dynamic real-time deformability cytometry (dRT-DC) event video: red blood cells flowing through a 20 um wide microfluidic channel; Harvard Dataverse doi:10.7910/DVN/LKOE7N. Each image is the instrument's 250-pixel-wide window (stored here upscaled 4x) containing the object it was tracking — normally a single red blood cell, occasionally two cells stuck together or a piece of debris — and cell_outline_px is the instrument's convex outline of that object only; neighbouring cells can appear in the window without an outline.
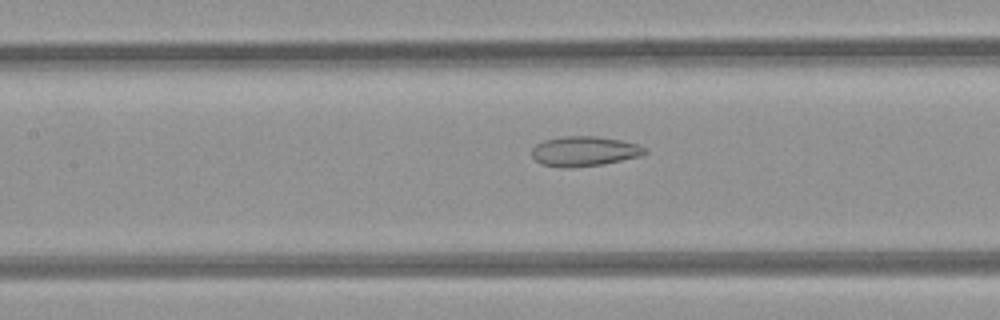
{"species": "common noctule bat (a hibernating species)", "species_latin": "Nyctalus noctula", "temperature_condition": "room temperature", "stored_images_in_passage": 45, "camera_frame_rate_fps": 3000, "um_per_image_px": 0.085, "animal": {"sex": "female", "body_mass_g": 21.9}, "frame": {"image": 1, "passage_image": 23, "time_ms": 7.333, "image_size_px": [1000, 320], "cell_outline_px": [[648, 152], [644, 156], [604, 164], [572, 168], [564, 168], [540, 164], [532, 156], [532, 148], [536, 144], [544, 140], [564, 136], [596, 136], [620, 140], [640, 144], [648, 148]], "centroid_in_image_um": [49.73, 12.86], "position_along_channel_um": 157.7, "area_um2": 20.11}}
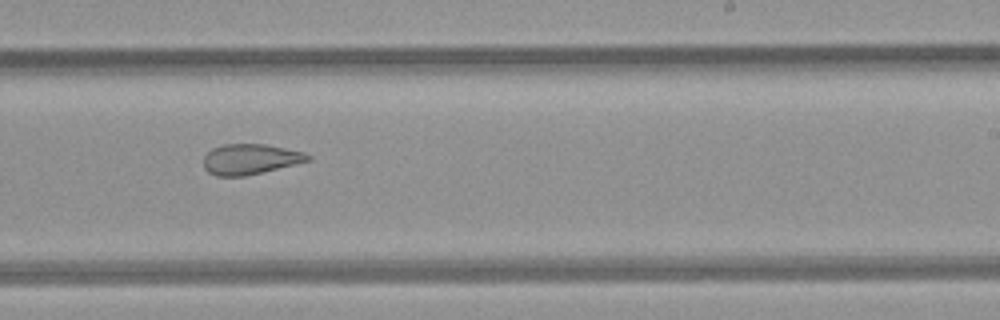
{"frame": {"image": 2, "passage_image": 31, "time_ms": 10.0, "image_size_px": [1000, 320], "cell_outline_px": [[312, 160], [244, 176], [216, 176], [208, 172], [204, 168], [204, 156], [212, 148], [224, 144], [264, 144], [304, 152], [312, 156]], "centroid_in_image_um": [21.26, 13.53], "position_along_channel_um": 267.7, "area_um2": 18.38}}
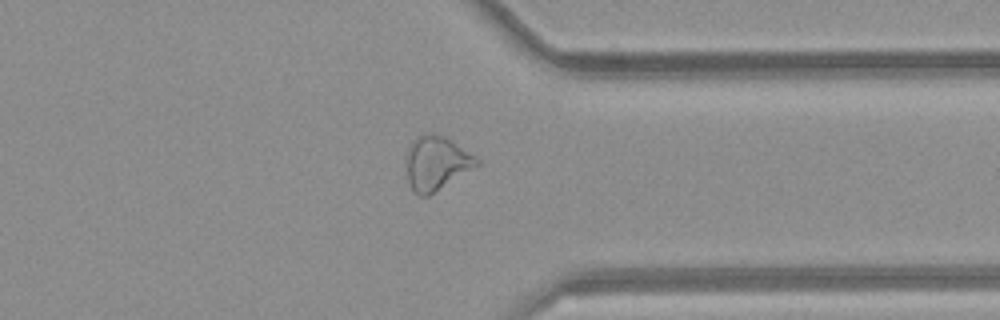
{"frame": {"image": 3, "passage_image": 39, "time_ms": 12.667, "image_size_px": [1000, 320], "cell_outline_px": [[480, 164], [428, 196], [420, 196], [412, 188], [408, 180], [408, 148], [412, 140], [416, 136], [424, 132], [444, 136], [452, 140], [480, 160]], "centroid_in_image_um": [37.11, 13.83], "position_along_channel_um": 374.3, "area_um2": 21.79}, "authors_computed_cell_mechanics": {"area_um2": 22.5998, "velocity_mm_per_s": 4.1388, "shape_relaxation_time_tau1_ms": null, "shape_relaxation_time_tau2_ms": 2.9022, "deformation_change_tau1": null, "deformation_change_tau2": 0.1157}}